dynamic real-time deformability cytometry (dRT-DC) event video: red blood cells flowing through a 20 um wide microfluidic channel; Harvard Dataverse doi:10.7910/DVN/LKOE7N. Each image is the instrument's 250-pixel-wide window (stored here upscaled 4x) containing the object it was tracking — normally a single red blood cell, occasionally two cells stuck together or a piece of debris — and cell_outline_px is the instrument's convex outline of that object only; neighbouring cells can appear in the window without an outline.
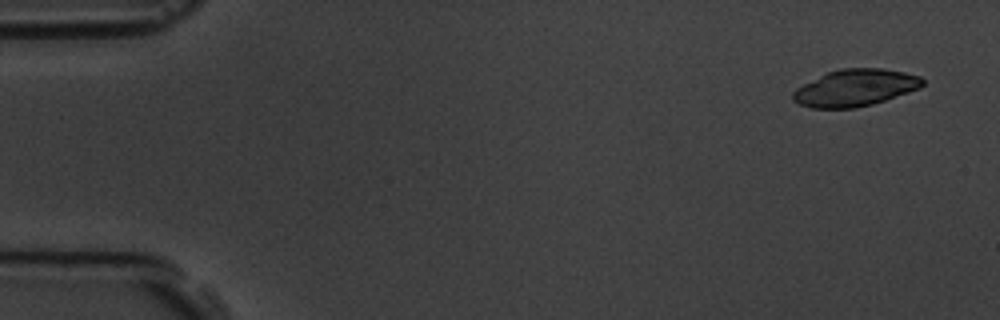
{"species": "common noctule bat (a hibernating species)", "species_latin": "Nyctalus noctula", "temperature_condition": "room temperature", "stored_images_in_passage": 4, "camera_frame_rate_fps": 3000, "um_per_image_px": 0.085, "animal": {"sex": "male", "body_mass_g": 19.5, "forearm_length_mm": 54.6}, "frame": {"image": 1, "passage_image": 1, "time_ms": 0.0, "image_size_px": [1000, 320], "cell_outline_px": [[924, 84], [920, 88], [872, 104], [856, 108], [812, 108], [800, 104], [792, 100], [792, 92], [796, 88], [828, 72], [840, 68], [880, 68], [904, 72], [920, 76], [924, 80]], "centroid_in_image_um": [72.69, 7.46], "position_along_channel_um": 12.3, "area_um2": 27.69}}